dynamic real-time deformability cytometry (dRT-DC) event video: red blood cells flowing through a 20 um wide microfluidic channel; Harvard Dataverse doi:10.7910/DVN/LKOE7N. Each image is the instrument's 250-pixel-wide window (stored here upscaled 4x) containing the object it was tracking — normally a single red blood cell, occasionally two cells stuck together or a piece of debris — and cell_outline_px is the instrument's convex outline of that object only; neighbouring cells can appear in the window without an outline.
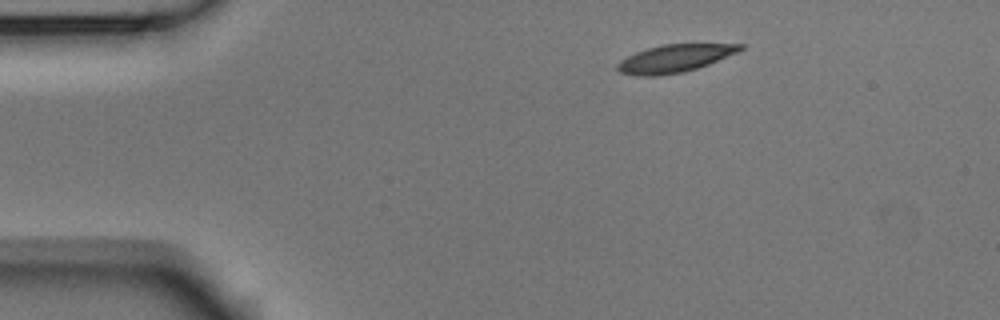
{"species": "Egyptian fruit bat (a non-hibernating species)", "species_latin": "Rousettus aegyptiacus", "temperature_condition": "room temperature", "stored_images_in_passage": 3, "camera_frame_rate_fps": 3000, "um_per_image_px": 0.085, "animal": {"sex": "male"}, "frame": {"image": 1, "passage_image": 1, "time_ms": 0.0, "image_size_px": [1000, 320], "cell_outline_px": [[744, 48], [736, 52], [708, 64], [684, 72], [656, 76], [640, 76], [620, 72], [616, 68], [616, 64], [620, 60], [636, 52], [648, 48], [664, 44], [744, 44]], "centroid_in_image_um": [57.31, 4.97], "position_along_channel_um": 27.7, "area_um2": 19.54}}